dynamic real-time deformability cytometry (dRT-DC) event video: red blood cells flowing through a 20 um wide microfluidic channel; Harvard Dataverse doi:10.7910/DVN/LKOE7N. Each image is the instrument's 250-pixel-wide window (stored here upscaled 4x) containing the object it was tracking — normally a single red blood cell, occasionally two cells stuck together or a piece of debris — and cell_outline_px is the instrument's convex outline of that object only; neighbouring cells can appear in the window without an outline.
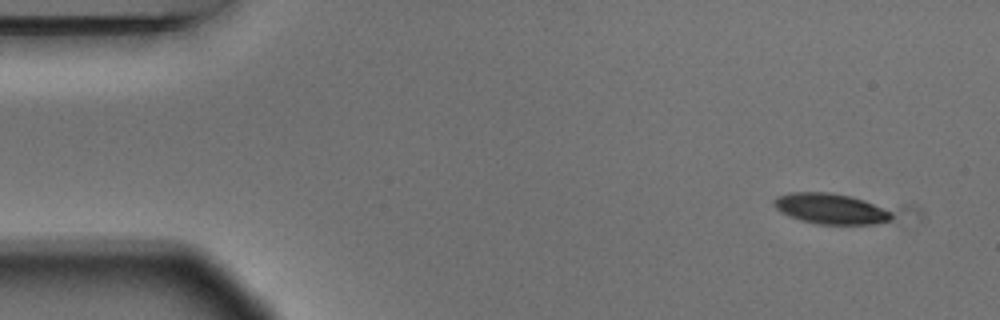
{"species": "Egyptian fruit bat (a non-hibernating species)", "species_latin": "Rousettus aegyptiacus", "temperature_condition": "warm", "stored_images_in_passage": 4, "camera_frame_rate_fps": 3000, "um_per_image_px": 0.085, "animal": {"sex": "male"}, "frame": {"image": 1, "passage_image": 1, "time_ms": 0.0, "image_size_px": [1000, 320], "cell_outline_px": [[892, 216], [888, 220], [880, 224], [816, 224], [800, 220], [788, 216], [776, 208], [772, 204], [772, 200], [776, 196], [788, 192], [828, 192], [848, 196], [864, 200], [892, 212]], "centroid_in_image_um": [70.54, 17.74], "position_along_channel_um": 14.5, "area_um2": 20.98}}
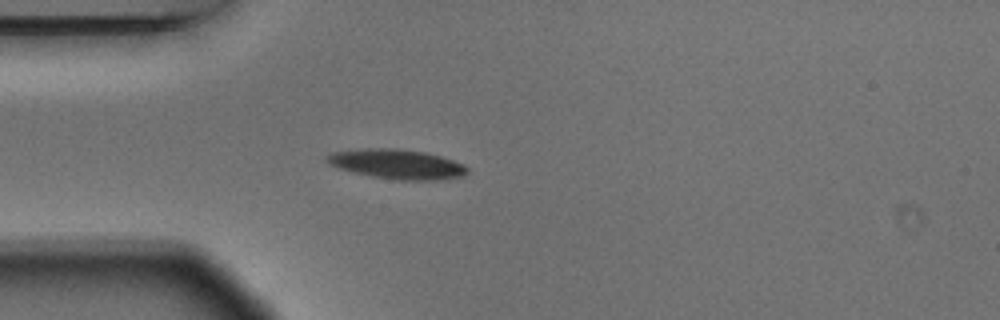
{"frame": {"image": 2, "passage_image": 4, "time_ms": 1.0, "image_size_px": [1000, 320], "cell_outline_px": [[468, 172], [464, 176], [440, 180], [396, 180], [372, 176], [352, 172], [328, 164], [324, 160], [324, 156], [332, 152], [368, 148], [400, 148], [424, 152], [440, 156], [464, 164], [468, 168]], "centroid_in_image_um": [33.73, 13.95], "position_along_channel_um": 51.3, "area_um2": 24.45}}